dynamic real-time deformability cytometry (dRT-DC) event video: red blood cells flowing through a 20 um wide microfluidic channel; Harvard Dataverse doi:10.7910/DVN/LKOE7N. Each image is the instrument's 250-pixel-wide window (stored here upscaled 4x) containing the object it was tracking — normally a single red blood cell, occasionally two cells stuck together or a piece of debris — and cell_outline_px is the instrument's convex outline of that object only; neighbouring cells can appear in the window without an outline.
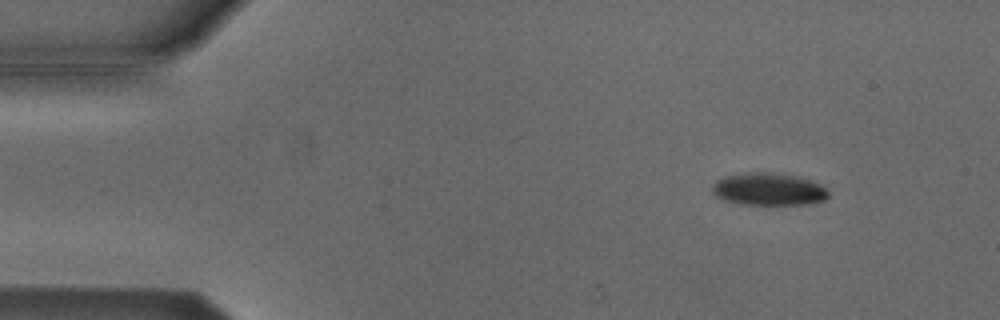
{"species": "Egyptian fruit bat (a non-hibernating species)", "species_latin": "Rousettus aegyptiacus", "temperature_condition": "cold", "stored_images_in_passage": 6, "camera_frame_rate_fps": 3000, "um_per_image_px": 0.085, "animal": {"sex": "male"}, "frame": {"image": 1, "passage_image": 2, "time_ms": 0.333, "image_size_px": [1000, 320], "cell_outline_px": [[828, 196], [824, 200], [808, 204], [740, 204], [724, 200], [716, 196], [712, 192], [712, 184], [716, 180], [724, 176], [748, 172], [768, 172], [796, 176], [820, 184], [828, 192]], "centroid_in_image_um": [65.28, 16.08], "position_along_channel_um": 19.7, "area_um2": 21.85}}
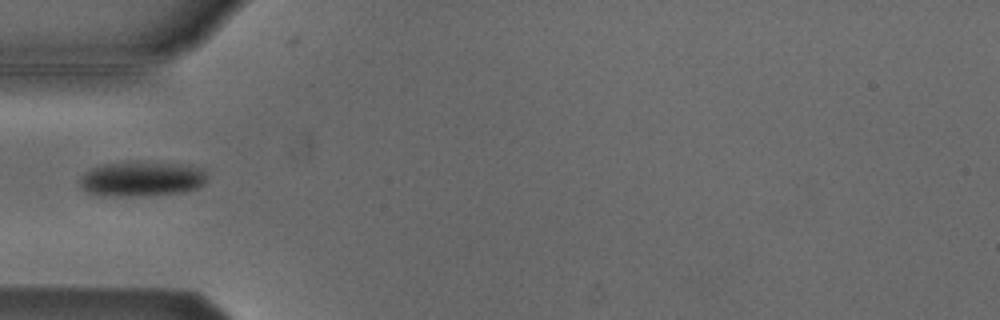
{"frame": {"image": 2, "passage_image": 5, "time_ms": 1.333, "image_size_px": [1000, 320], "cell_outline_px": [[204, 184], [196, 188], [180, 192], [132, 196], [100, 196], [88, 192], [80, 184], [80, 176], [84, 172], [92, 168], [104, 164], [128, 160], [136, 160], [188, 164], [204, 168]], "centroid_in_image_um": [12.02, 15.16], "position_along_channel_um": 73.0, "area_um2": 26.36}}